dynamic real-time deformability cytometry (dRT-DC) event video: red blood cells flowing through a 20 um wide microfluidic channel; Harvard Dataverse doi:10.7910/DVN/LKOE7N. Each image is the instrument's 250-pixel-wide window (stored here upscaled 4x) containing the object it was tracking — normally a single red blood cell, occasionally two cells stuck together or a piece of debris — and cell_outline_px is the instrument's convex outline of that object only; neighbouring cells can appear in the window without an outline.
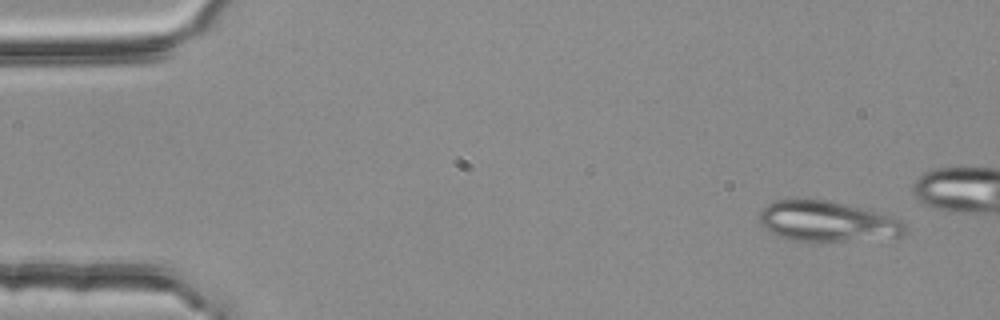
{"species": "common noctule bat (a hibernating species)", "species_latin": "Nyctalus noctula", "temperature_condition": "room temperature", "stored_images_in_passage": 4, "camera_frame_rate_fps": 3000, "um_per_image_px": 0.085, "animal": {"sex": "female", "body_mass_g": 25.1}, "frame": {"image": 1, "passage_image": 1, "time_ms": 0.0, "image_size_px": [1000, 320], "cell_outline_px": [[904, 232], [900, 236], [844, 240], [792, 240], [772, 232], [764, 228], [760, 224], [760, 212], [768, 204], [776, 200], [828, 200], [876, 212], [900, 220], [904, 224]], "centroid_in_image_um": [70.26, 18.8], "position_along_channel_um": 14.7, "area_um2": 33.0}}